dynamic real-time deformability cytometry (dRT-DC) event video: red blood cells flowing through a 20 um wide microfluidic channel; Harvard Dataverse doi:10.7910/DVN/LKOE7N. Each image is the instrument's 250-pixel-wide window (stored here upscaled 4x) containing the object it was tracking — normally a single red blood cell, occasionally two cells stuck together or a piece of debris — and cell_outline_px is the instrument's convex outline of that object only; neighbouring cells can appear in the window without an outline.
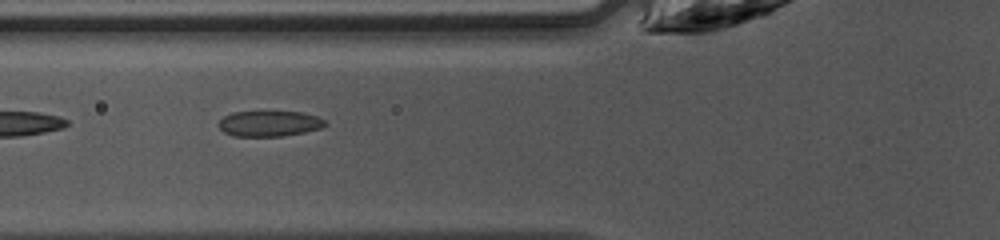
{"species": "common noctule bat (a hibernating species)", "species_latin": "Nyctalus noctula", "temperature_condition": "warm", "stored_images_in_passage": 14, "camera_frame_rate_fps": 3000, "um_per_image_px": 0.085, "animal": {"sex": "female", "body_mass_g": 10.0, "forearm_length_mm": 53.1}, "frame": {"image": 1, "passage_image": 12, "time_ms": 3.667, "image_size_px": [1000, 240], "cell_outline_px": [[328, 124], [320, 128], [304, 132], [280, 136], [232, 136], [224, 132], [216, 124], [224, 116], [232, 112], [300, 112], [316, 116], [324, 120]], "centroid_in_image_um": [22.86, 10.51], "position_along_channel_um": 102.9, "area_um2": 15.78}}